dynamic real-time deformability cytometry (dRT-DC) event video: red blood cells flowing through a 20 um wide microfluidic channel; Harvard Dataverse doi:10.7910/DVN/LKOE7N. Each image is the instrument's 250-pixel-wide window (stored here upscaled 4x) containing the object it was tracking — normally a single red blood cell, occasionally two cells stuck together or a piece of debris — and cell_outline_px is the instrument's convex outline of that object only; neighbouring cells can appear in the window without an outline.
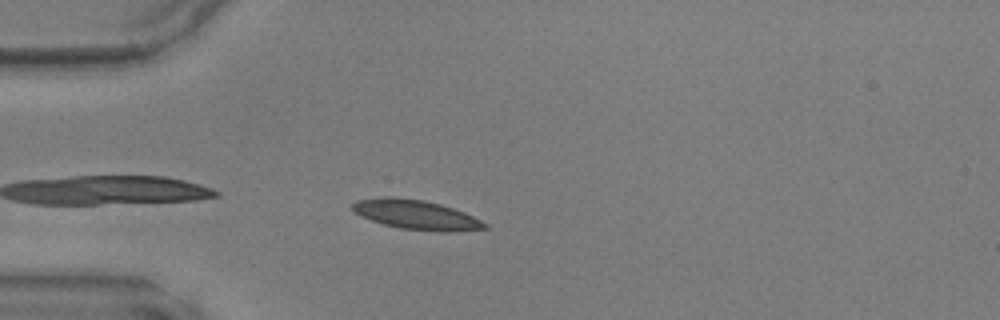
{"species": "common noctule bat (a hibernating species)", "species_latin": "Nyctalus noctula", "temperature_condition": "warm", "stored_images_in_passage": 32, "camera_frame_rate_fps": 3000, "um_per_image_px": 0.085, "animal": {"sex": "male", "body_mass_g": 17.9, "forearm_length_mm": 54.2}, "frame": {"image": 1, "passage_image": 2, "time_ms": 0.333, "image_size_px": [1000, 320], "cell_outline_px": [[488, 228], [452, 232], [440, 232], [400, 228], [384, 224], [360, 216], [352, 212], [348, 208], [356, 200], [384, 196], [396, 196], [424, 200], [440, 204], [464, 212], [488, 224]], "centroid_in_image_um": [35.32, 18.24], "position_along_channel_um": 49.7, "area_um2": 23.0}}
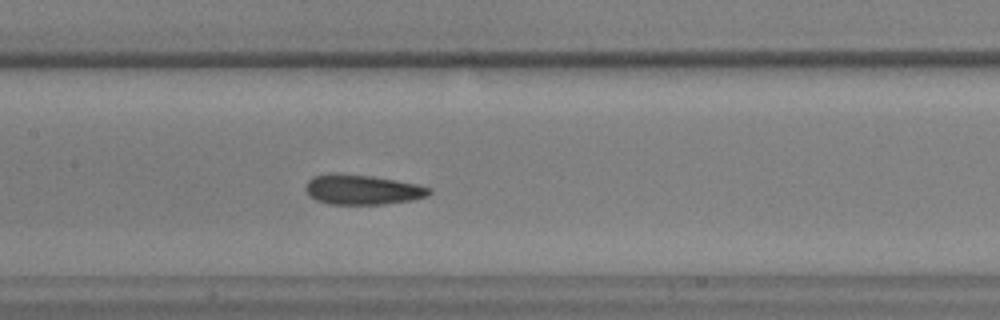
{"frame": {"image": 2, "passage_image": 12, "time_ms": 3.667, "image_size_px": [1000, 320], "cell_outline_px": [[432, 192], [428, 196], [412, 200], [384, 204], [328, 204], [316, 200], [308, 196], [304, 188], [308, 180], [312, 176], [328, 172], [372, 176], [396, 180], [416, 184], [432, 188]], "centroid_in_image_um": [30.76, 16.11], "position_along_channel_um": 176.6, "area_um2": 21.85}}
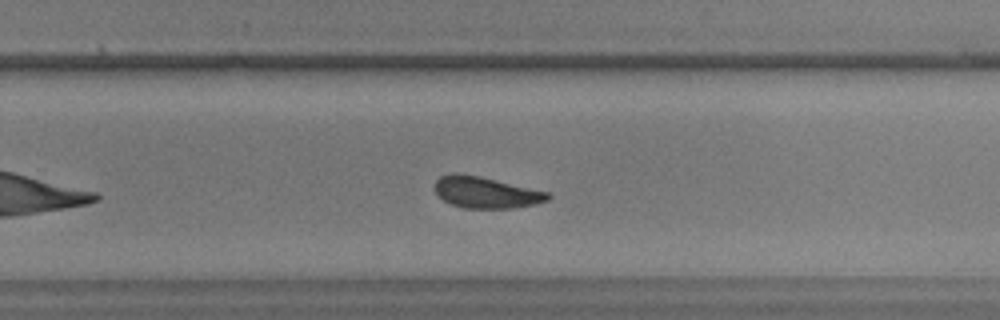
{"frame": {"image": 3, "passage_image": 20, "time_ms": 6.333, "image_size_px": [1000, 320], "cell_outline_px": [[552, 196], [548, 200], [532, 204], [512, 208], [464, 208], [452, 204], [444, 200], [436, 192], [436, 180], [440, 176], [452, 172], [456, 172], [480, 176], [548, 192]], "centroid_in_image_um": [41.29, 16.34], "position_along_channel_um": 288.5, "area_um2": 20.46}}